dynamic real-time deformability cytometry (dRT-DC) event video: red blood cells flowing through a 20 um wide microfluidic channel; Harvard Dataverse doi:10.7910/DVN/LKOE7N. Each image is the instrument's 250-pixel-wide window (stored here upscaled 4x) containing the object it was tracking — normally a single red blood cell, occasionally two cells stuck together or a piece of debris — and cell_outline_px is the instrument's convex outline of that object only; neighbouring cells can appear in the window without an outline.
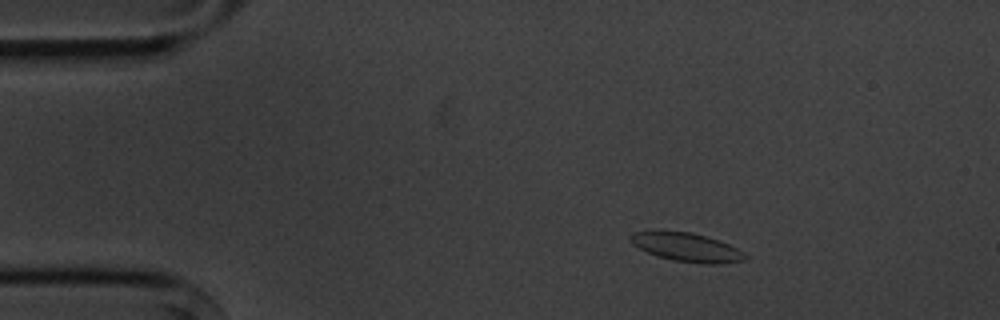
{"species": "common noctule bat (a hibernating species)", "species_latin": "Nyctalus noctula", "temperature_condition": "cold", "stored_images_in_passage": 3, "camera_frame_rate_fps": 3000, "um_per_image_px": 0.085, "animal": {"sex": "male", "body_mass_g": 20.1, "forearm_length_mm": 53.5}, "frame": {"image": 1, "passage_image": 1, "time_ms": 0.0, "image_size_px": [1000, 320], "cell_outline_px": [[748, 256], [744, 260], [720, 264], [704, 264], [676, 260], [656, 256], [632, 244], [628, 240], [628, 236], [632, 232], [692, 232], [708, 236], [720, 240], [744, 252]], "centroid_in_image_um": [58.39, 21.02], "position_along_channel_um": 26.6, "area_um2": 19.02}}